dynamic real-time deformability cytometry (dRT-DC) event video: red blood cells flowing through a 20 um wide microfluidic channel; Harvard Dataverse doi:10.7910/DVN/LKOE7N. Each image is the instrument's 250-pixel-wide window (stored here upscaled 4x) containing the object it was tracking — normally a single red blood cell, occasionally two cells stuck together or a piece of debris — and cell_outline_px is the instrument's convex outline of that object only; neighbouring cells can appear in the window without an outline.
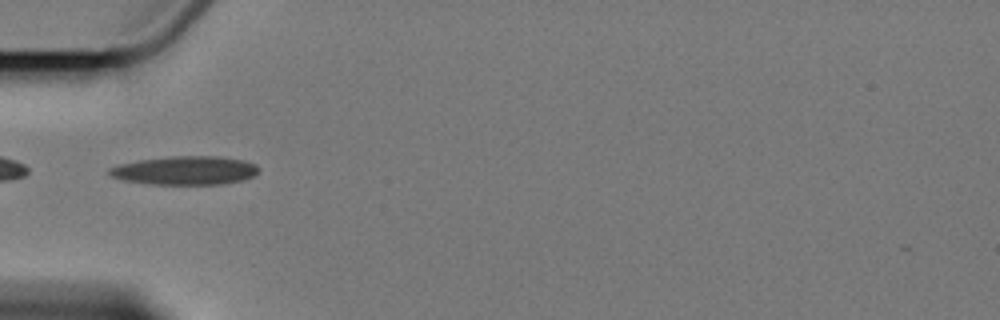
{"species": "Egyptian fruit bat (a non-hibernating species)", "species_latin": "Rousettus aegyptiacus", "temperature_condition": "cold", "stored_images_in_passage": 3, "camera_frame_rate_fps": 3000, "um_per_image_px": 0.085, "animal": {"sex": "female"}, "frame": {"image": 1, "passage_image": 1, "time_ms": 0.0, "image_size_px": [1000, 320], "cell_outline_px": [[260, 168], [252, 176], [240, 180], [220, 184], [148, 184], [124, 180], [112, 176], [108, 172], [108, 168], [120, 164], [140, 160], [172, 156], [220, 156], [244, 160], [256, 164]], "centroid_in_image_um": [15.73, 14.48], "position_along_channel_um": 69.3, "area_um2": 24.74}}
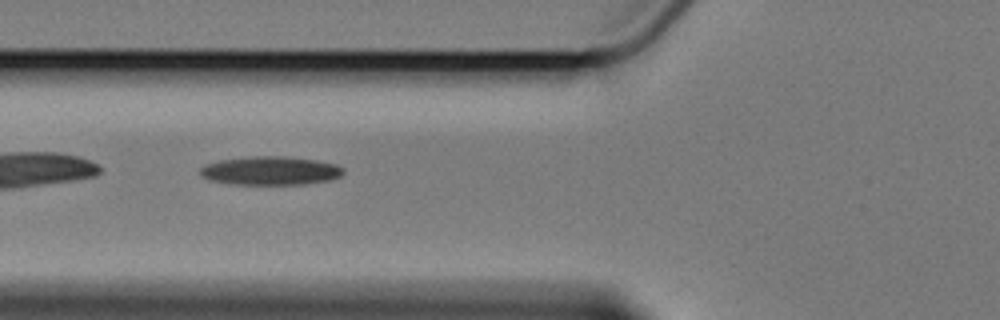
{"frame": {"image": 2, "passage_image": 2, "time_ms": 1.0, "image_size_px": [1000, 320], "cell_outline_px": [[344, 172], [340, 176], [328, 180], [304, 184], [232, 184], [208, 180], [200, 176], [200, 168], [204, 164], [220, 160], [252, 156], [284, 156], [316, 160], [336, 164]], "centroid_in_image_um": [22.92, 14.51], "position_along_channel_um": 102.9, "area_um2": 23.81}}
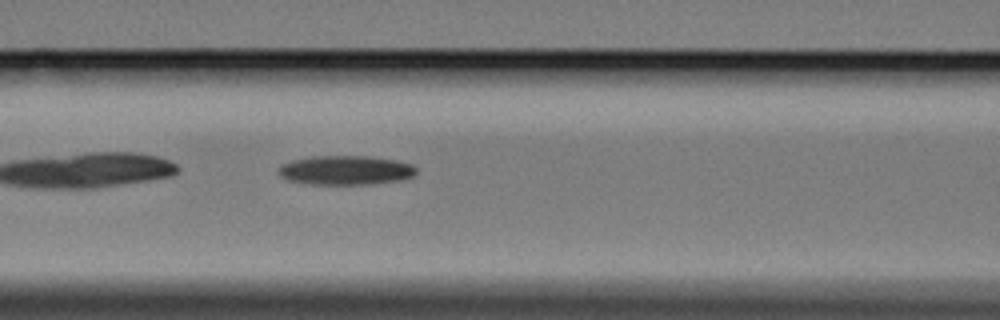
{"frame": {"image": 3, "passage_image": 3, "time_ms": 2.0, "image_size_px": [1000, 320], "cell_outline_px": [[416, 176], [400, 180], [372, 184], [312, 184], [288, 180], [280, 176], [280, 168], [284, 164], [296, 160], [312, 156], [364, 156], [396, 160], [412, 164], [416, 168]], "centroid_in_image_um": [29.45, 14.47], "position_along_channel_um": 137.1, "area_um2": 23.24}}